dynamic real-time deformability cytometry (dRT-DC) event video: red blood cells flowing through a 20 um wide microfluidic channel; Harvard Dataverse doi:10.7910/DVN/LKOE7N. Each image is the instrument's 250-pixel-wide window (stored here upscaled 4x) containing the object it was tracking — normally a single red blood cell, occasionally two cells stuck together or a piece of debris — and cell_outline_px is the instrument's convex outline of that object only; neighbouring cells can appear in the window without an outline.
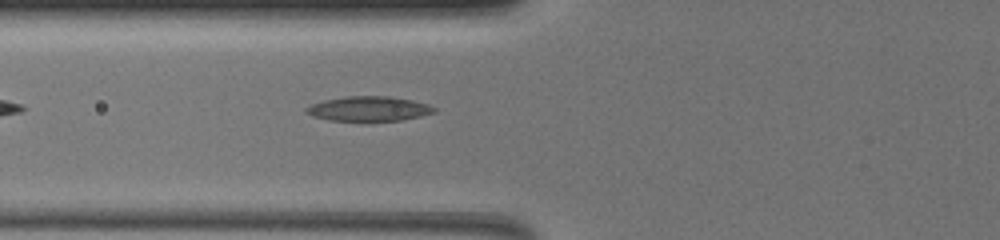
{"species": "common noctule bat (a hibernating species)", "species_latin": "Nyctalus noctula", "temperature_condition": "warm", "stored_images_in_passage": 41, "camera_frame_rate_fps": 3000, "um_per_image_px": 0.085, "animal": {"sex": "female", "body_mass_g": 19.5, "forearm_length_mm": 54.1}, "frame": {"image": 1, "passage_image": 3, "time_ms": 0.667, "image_size_px": [1000, 240], "cell_outline_px": [[436, 112], [420, 116], [400, 120], [328, 120], [312, 116], [304, 112], [304, 108], [312, 104], [324, 100], [344, 96], [388, 96], [412, 100], [428, 104], [436, 108]], "centroid_in_image_um": [31.32, 9.23], "position_along_channel_um": 94.5, "area_um2": 18.32}}
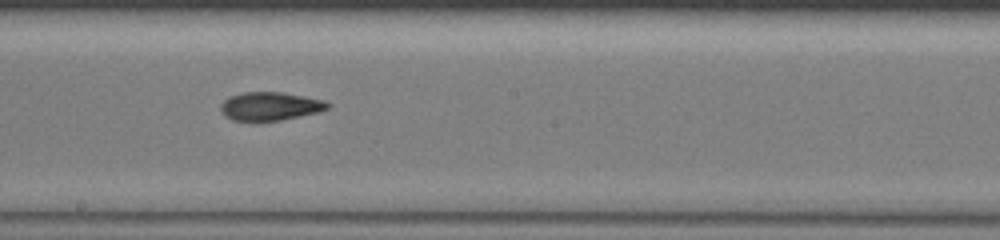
{"frame": {"image": 2, "passage_image": 15, "time_ms": 4.667, "image_size_px": [1000, 240], "cell_outline_px": [[332, 104], [328, 108], [320, 112], [280, 120], [256, 124], [232, 120], [224, 116], [220, 108], [220, 104], [228, 96], [244, 92], [284, 92], [324, 100]], "centroid_in_image_um": [22.92, 9.06], "position_along_channel_um": 225.3, "area_um2": 18.44}}
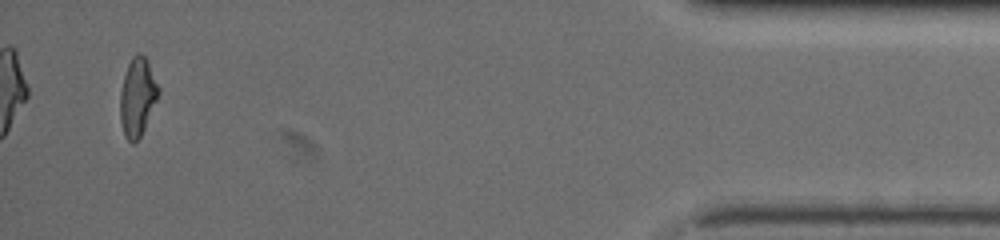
{"frame": {"image": 3, "passage_image": 39, "time_ms": 12.667, "image_size_px": [1000, 240], "cell_outline_px": [[160, 92], [144, 128], [140, 136], [132, 144], [124, 136], [120, 120], [120, 92], [124, 76], [128, 64], [132, 56], [136, 52], [140, 52], [148, 60], [160, 88]], "centroid_in_image_um": [11.68, 8.2], "position_along_channel_um": 423.5, "area_um2": 17.51}, "authors_computed_cell_mechanics": {"area_um2": 17.629, "velocity_mm_per_s": 3.2637, "shape_relaxation_time_tau1_ms": 9.3538, "shape_relaxation_time_tau2_ms": 4.9362, "deformation_change_tau1": 0.2328, "deformation_change_tau2": 0.1059}}